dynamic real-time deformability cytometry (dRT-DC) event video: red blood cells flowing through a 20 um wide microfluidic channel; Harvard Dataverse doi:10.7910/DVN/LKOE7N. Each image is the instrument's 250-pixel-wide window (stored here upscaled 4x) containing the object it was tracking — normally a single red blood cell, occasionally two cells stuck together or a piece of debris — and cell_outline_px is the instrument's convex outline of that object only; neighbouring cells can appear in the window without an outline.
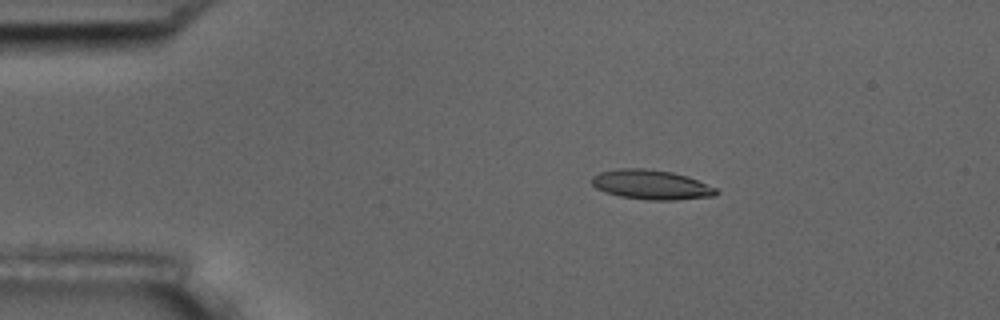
{"species": "common noctule bat (a hibernating species)", "species_latin": "Nyctalus noctula", "temperature_condition": "room temperature", "stored_images_in_passage": 7, "camera_frame_rate_fps": 3000, "um_per_image_px": 0.085, "animal": {"sex": "male", "body_mass_g": 17.5, "forearm_length_mm": 52.3}, "frame": {"image": 1, "passage_image": 4, "time_ms": 3.333, "image_size_px": [1000, 320], "cell_outline_px": [[720, 192], [716, 196], [676, 200], [648, 200], [620, 196], [604, 192], [596, 188], [592, 184], [592, 176], [600, 172], [620, 168], [644, 168], [672, 172], [688, 176], [716, 188]], "centroid_in_image_um": [55.37, 15.7], "position_along_channel_um": 29.6, "area_um2": 21.56}}
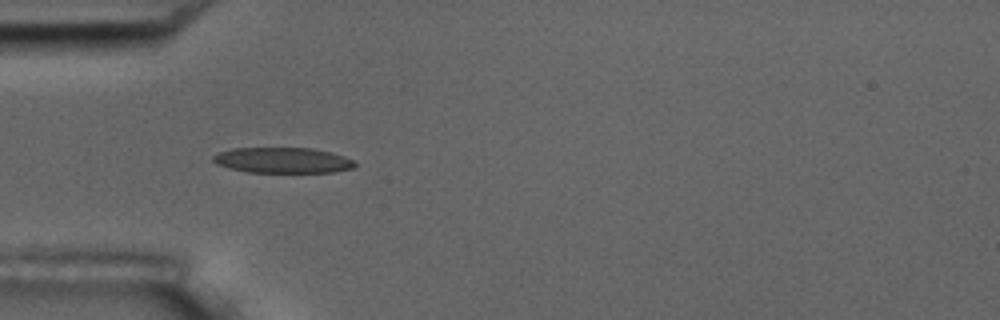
{"frame": {"image": 2, "passage_image": 6, "time_ms": 5.667, "image_size_px": [1000, 320], "cell_outline_px": [[356, 164], [352, 168], [332, 172], [248, 172], [216, 164], [212, 160], [212, 156], [220, 152], [232, 148], [312, 148], [332, 152], [344, 156], [352, 160]], "centroid_in_image_um": [24.03, 13.61], "position_along_channel_um": 61.0, "area_um2": 20.98}}